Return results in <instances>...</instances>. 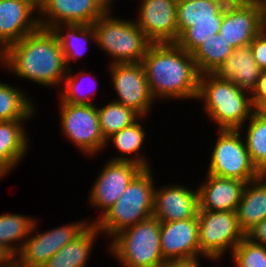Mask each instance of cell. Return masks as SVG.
I'll list each match as a JSON object with an SVG mask.
<instances>
[{"instance_id":"6da1fadb","label":"cell","mask_w":266,"mask_h":267,"mask_svg":"<svg viewBox=\"0 0 266 267\" xmlns=\"http://www.w3.org/2000/svg\"><path fill=\"white\" fill-rule=\"evenodd\" d=\"M0 67L19 79L53 88H61L68 71L57 35L43 28L8 46L0 54Z\"/></svg>"},{"instance_id":"7a4b0ae2","label":"cell","mask_w":266,"mask_h":267,"mask_svg":"<svg viewBox=\"0 0 266 267\" xmlns=\"http://www.w3.org/2000/svg\"><path fill=\"white\" fill-rule=\"evenodd\" d=\"M141 63L155 100H197L201 74L193 55L176 43H151Z\"/></svg>"},{"instance_id":"3957f363","label":"cell","mask_w":266,"mask_h":267,"mask_svg":"<svg viewBox=\"0 0 266 267\" xmlns=\"http://www.w3.org/2000/svg\"><path fill=\"white\" fill-rule=\"evenodd\" d=\"M197 101L218 129L239 130L256 111L249 92L216 73L200 75Z\"/></svg>"},{"instance_id":"277c9868","label":"cell","mask_w":266,"mask_h":267,"mask_svg":"<svg viewBox=\"0 0 266 267\" xmlns=\"http://www.w3.org/2000/svg\"><path fill=\"white\" fill-rule=\"evenodd\" d=\"M151 171V168H143L118 201L94 223L104 237L112 239L121 231L152 216L156 185Z\"/></svg>"},{"instance_id":"5b68a950","label":"cell","mask_w":266,"mask_h":267,"mask_svg":"<svg viewBox=\"0 0 266 267\" xmlns=\"http://www.w3.org/2000/svg\"><path fill=\"white\" fill-rule=\"evenodd\" d=\"M111 10L92 24L96 46L111 58L108 64L141 62L151 42L134 19L113 17Z\"/></svg>"},{"instance_id":"8992f818","label":"cell","mask_w":266,"mask_h":267,"mask_svg":"<svg viewBox=\"0 0 266 267\" xmlns=\"http://www.w3.org/2000/svg\"><path fill=\"white\" fill-rule=\"evenodd\" d=\"M161 222L154 216L110 239L107 251L122 267H159L165 262L160 248Z\"/></svg>"},{"instance_id":"52a82bcc","label":"cell","mask_w":266,"mask_h":267,"mask_svg":"<svg viewBox=\"0 0 266 267\" xmlns=\"http://www.w3.org/2000/svg\"><path fill=\"white\" fill-rule=\"evenodd\" d=\"M243 131L218 129L206 174L238 179L245 183L261 175L250 159L244 137L241 135Z\"/></svg>"},{"instance_id":"ba28073f","label":"cell","mask_w":266,"mask_h":267,"mask_svg":"<svg viewBox=\"0 0 266 267\" xmlns=\"http://www.w3.org/2000/svg\"><path fill=\"white\" fill-rule=\"evenodd\" d=\"M197 217L200 258L221 260L246 236L234 211L199 210Z\"/></svg>"},{"instance_id":"9c48e42d","label":"cell","mask_w":266,"mask_h":267,"mask_svg":"<svg viewBox=\"0 0 266 267\" xmlns=\"http://www.w3.org/2000/svg\"><path fill=\"white\" fill-rule=\"evenodd\" d=\"M58 107L61 131L68 142L79 147L86 156H95L105 148L97 105L59 102Z\"/></svg>"},{"instance_id":"30bf717a","label":"cell","mask_w":266,"mask_h":267,"mask_svg":"<svg viewBox=\"0 0 266 267\" xmlns=\"http://www.w3.org/2000/svg\"><path fill=\"white\" fill-rule=\"evenodd\" d=\"M36 221L37 219L16 256V267H42L54 254L67 243L74 241L91 225L90 221L83 219L38 233Z\"/></svg>"},{"instance_id":"8fae6325","label":"cell","mask_w":266,"mask_h":267,"mask_svg":"<svg viewBox=\"0 0 266 267\" xmlns=\"http://www.w3.org/2000/svg\"><path fill=\"white\" fill-rule=\"evenodd\" d=\"M265 27V4L263 0L228 2L219 34L229 45L247 46Z\"/></svg>"},{"instance_id":"7c38bea8","label":"cell","mask_w":266,"mask_h":267,"mask_svg":"<svg viewBox=\"0 0 266 267\" xmlns=\"http://www.w3.org/2000/svg\"><path fill=\"white\" fill-rule=\"evenodd\" d=\"M109 68L112 89L117 95L113 101L132 108L141 117L148 116L156 101L149 89L142 63L109 64Z\"/></svg>"},{"instance_id":"4fadbf2b","label":"cell","mask_w":266,"mask_h":267,"mask_svg":"<svg viewBox=\"0 0 266 267\" xmlns=\"http://www.w3.org/2000/svg\"><path fill=\"white\" fill-rule=\"evenodd\" d=\"M112 7L107 0H38L39 26L91 25Z\"/></svg>"},{"instance_id":"5bb4252c","label":"cell","mask_w":266,"mask_h":267,"mask_svg":"<svg viewBox=\"0 0 266 267\" xmlns=\"http://www.w3.org/2000/svg\"><path fill=\"white\" fill-rule=\"evenodd\" d=\"M142 169L139 164L130 161H106L88 192L89 204L101 213L90 221L91 224L118 201L128 184Z\"/></svg>"},{"instance_id":"9a60e30c","label":"cell","mask_w":266,"mask_h":267,"mask_svg":"<svg viewBox=\"0 0 266 267\" xmlns=\"http://www.w3.org/2000/svg\"><path fill=\"white\" fill-rule=\"evenodd\" d=\"M136 25L151 43H176L178 0H141Z\"/></svg>"},{"instance_id":"2e32d148","label":"cell","mask_w":266,"mask_h":267,"mask_svg":"<svg viewBox=\"0 0 266 267\" xmlns=\"http://www.w3.org/2000/svg\"><path fill=\"white\" fill-rule=\"evenodd\" d=\"M39 28L38 0H0V54Z\"/></svg>"},{"instance_id":"e0dca14e","label":"cell","mask_w":266,"mask_h":267,"mask_svg":"<svg viewBox=\"0 0 266 267\" xmlns=\"http://www.w3.org/2000/svg\"><path fill=\"white\" fill-rule=\"evenodd\" d=\"M198 217L161 222L160 248L165 261H200Z\"/></svg>"},{"instance_id":"ac0fdd59","label":"cell","mask_w":266,"mask_h":267,"mask_svg":"<svg viewBox=\"0 0 266 267\" xmlns=\"http://www.w3.org/2000/svg\"><path fill=\"white\" fill-rule=\"evenodd\" d=\"M172 184L155 188L152 216L160 222L195 218L199 211L198 189Z\"/></svg>"},{"instance_id":"d6986e66","label":"cell","mask_w":266,"mask_h":267,"mask_svg":"<svg viewBox=\"0 0 266 267\" xmlns=\"http://www.w3.org/2000/svg\"><path fill=\"white\" fill-rule=\"evenodd\" d=\"M198 187L199 210L234 211L238 207L245 182L210 174Z\"/></svg>"},{"instance_id":"ffe728a7","label":"cell","mask_w":266,"mask_h":267,"mask_svg":"<svg viewBox=\"0 0 266 267\" xmlns=\"http://www.w3.org/2000/svg\"><path fill=\"white\" fill-rule=\"evenodd\" d=\"M29 120L0 121V179L22 163L31 143L24 122Z\"/></svg>"},{"instance_id":"44dd1931","label":"cell","mask_w":266,"mask_h":267,"mask_svg":"<svg viewBox=\"0 0 266 267\" xmlns=\"http://www.w3.org/2000/svg\"><path fill=\"white\" fill-rule=\"evenodd\" d=\"M262 71L252 55L250 46L247 45L233 49L232 54L215 73L251 94Z\"/></svg>"},{"instance_id":"7402d4cb","label":"cell","mask_w":266,"mask_h":267,"mask_svg":"<svg viewBox=\"0 0 266 267\" xmlns=\"http://www.w3.org/2000/svg\"><path fill=\"white\" fill-rule=\"evenodd\" d=\"M236 214L245 235L266 218V180L262 175L245 184Z\"/></svg>"},{"instance_id":"603a6c76","label":"cell","mask_w":266,"mask_h":267,"mask_svg":"<svg viewBox=\"0 0 266 267\" xmlns=\"http://www.w3.org/2000/svg\"><path fill=\"white\" fill-rule=\"evenodd\" d=\"M142 119L145 117H140L132 125L121 129L119 132L114 133L106 139L105 147L108 145H114L120 155L112 157L109 160L112 161H130L139 164L143 168H151L150 163H148L146 156H143L141 148L146 140L145 127L143 128ZM111 142V143H110ZM122 154V155H121ZM135 154V155H134ZM142 155V156H141ZM132 156V157H131Z\"/></svg>"},{"instance_id":"cb8c5ba5","label":"cell","mask_w":266,"mask_h":267,"mask_svg":"<svg viewBox=\"0 0 266 267\" xmlns=\"http://www.w3.org/2000/svg\"><path fill=\"white\" fill-rule=\"evenodd\" d=\"M101 232L91 224L74 241L67 243L42 267H86L94 244Z\"/></svg>"},{"instance_id":"d4e9b609","label":"cell","mask_w":266,"mask_h":267,"mask_svg":"<svg viewBox=\"0 0 266 267\" xmlns=\"http://www.w3.org/2000/svg\"><path fill=\"white\" fill-rule=\"evenodd\" d=\"M226 0H178L177 29L179 36L192 22L223 21Z\"/></svg>"},{"instance_id":"484cf974","label":"cell","mask_w":266,"mask_h":267,"mask_svg":"<svg viewBox=\"0 0 266 267\" xmlns=\"http://www.w3.org/2000/svg\"><path fill=\"white\" fill-rule=\"evenodd\" d=\"M52 31L57 35L65 58V63L70 68L87 52L89 42L95 41L93 25L59 24ZM68 31V32H67Z\"/></svg>"},{"instance_id":"4316f807","label":"cell","mask_w":266,"mask_h":267,"mask_svg":"<svg viewBox=\"0 0 266 267\" xmlns=\"http://www.w3.org/2000/svg\"><path fill=\"white\" fill-rule=\"evenodd\" d=\"M26 92L0 82V121L29 120L36 115V104L32 102L34 98L31 99Z\"/></svg>"},{"instance_id":"83f0119b","label":"cell","mask_w":266,"mask_h":267,"mask_svg":"<svg viewBox=\"0 0 266 267\" xmlns=\"http://www.w3.org/2000/svg\"><path fill=\"white\" fill-rule=\"evenodd\" d=\"M233 48L220 34L204 41L193 53V59L200 74L215 73L232 54Z\"/></svg>"},{"instance_id":"f1b7e54d","label":"cell","mask_w":266,"mask_h":267,"mask_svg":"<svg viewBox=\"0 0 266 267\" xmlns=\"http://www.w3.org/2000/svg\"><path fill=\"white\" fill-rule=\"evenodd\" d=\"M36 219L22 214L4 213L0 215V245L18 255L28 238ZM19 242V243H18ZM16 243V244H15Z\"/></svg>"},{"instance_id":"f546056e","label":"cell","mask_w":266,"mask_h":267,"mask_svg":"<svg viewBox=\"0 0 266 267\" xmlns=\"http://www.w3.org/2000/svg\"><path fill=\"white\" fill-rule=\"evenodd\" d=\"M246 122L239 130L246 129L243 136L247 151L253 165L261 173L266 169V118L255 111Z\"/></svg>"},{"instance_id":"4dcf8cb0","label":"cell","mask_w":266,"mask_h":267,"mask_svg":"<svg viewBox=\"0 0 266 267\" xmlns=\"http://www.w3.org/2000/svg\"><path fill=\"white\" fill-rule=\"evenodd\" d=\"M72 68L70 67L67 71V74L65 76V78L63 79L62 82V93L60 92L59 94V102H65V103H70V104H95L94 103V94L98 91L97 90V79H95V76L87 71H82L80 70V72L76 73L75 75H72L73 70H71ZM89 75L92 77H89ZM87 76L89 77V79H91L92 84L91 85V81L89 79H86ZM84 77V78H83ZM94 79V81H93ZM86 80L88 82H90L89 84L92 86V88L94 87L95 89H90L91 92H87V90H84L86 87ZM96 80V81H95ZM85 83V84H84ZM88 84V85H89ZM89 89V88H88ZM93 98V99H92Z\"/></svg>"},{"instance_id":"1f68e13d","label":"cell","mask_w":266,"mask_h":267,"mask_svg":"<svg viewBox=\"0 0 266 267\" xmlns=\"http://www.w3.org/2000/svg\"><path fill=\"white\" fill-rule=\"evenodd\" d=\"M101 133L106 140L114 133L132 125L141 116L132 108L111 100L107 105L97 107Z\"/></svg>"},{"instance_id":"d6a6232c","label":"cell","mask_w":266,"mask_h":267,"mask_svg":"<svg viewBox=\"0 0 266 267\" xmlns=\"http://www.w3.org/2000/svg\"><path fill=\"white\" fill-rule=\"evenodd\" d=\"M222 21L192 22L178 38L176 44L188 53H193L210 36L219 34Z\"/></svg>"},{"instance_id":"836d02e7","label":"cell","mask_w":266,"mask_h":267,"mask_svg":"<svg viewBox=\"0 0 266 267\" xmlns=\"http://www.w3.org/2000/svg\"><path fill=\"white\" fill-rule=\"evenodd\" d=\"M230 255L234 267H266V246L254 243L246 236Z\"/></svg>"},{"instance_id":"e575fe53","label":"cell","mask_w":266,"mask_h":267,"mask_svg":"<svg viewBox=\"0 0 266 267\" xmlns=\"http://www.w3.org/2000/svg\"><path fill=\"white\" fill-rule=\"evenodd\" d=\"M250 50L257 65L266 71V27L250 43Z\"/></svg>"},{"instance_id":"d590c367","label":"cell","mask_w":266,"mask_h":267,"mask_svg":"<svg viewBox=\"0 0 266 267\" xmlns=\"http://www.w3.org/2000/svg\"><path fill=\"white\" fill-rule=\"evenodd\" d=\"M251 97L255 110L266 102V71H262Z\"/></svg>"},{"instance_id":"8d00e7d4","label":"cell","mask_w":266,"mask_h":267,"mask_svg":"<svg viewBox=\"0 0 266 267\" xmlns=\"http://www.w3.org/2000/svg\"><path fill=\"white\" fill-rule=\"evenodd\" d=\"M246 237L254 243L266 246V218L257 223L246 234Z\"/></svg>"},{"instance_id":"74e56055","label":"cell","mask_w":266,"mask_h":267,"mask_svg":"<svg viewBox=\"0 0 266 267\" xmlns=\"http://www.w3.org/2000/svg\"><path fill=\"white\" fill-rule=\"evenodd\" d=\"M0 267H16V256L3 245H0Z\"/></svg>"},{"instance_id":"f35d334b","label":"cell","mask_w":266,"mask_h":267,"mask_svg":"<svg viewBox=\"0 0 266 267\" xmlns=\"http://www.w3.org/2000/svg\"><path fill=\"white\" fill-rule=\"evenodd\" d=\"M200 262L195 260L165 261L159 267H201Z\"/></svg>"},{"instance_id":"ab89813d","label":"cell","mask_w":266,"mask_h":267,"mask_svg":"<svg viewBox=\"0 0 266 267\" xmlns=\"http://www.w3.org/2000/svg\"><path fill=\"white\" fill-rule=\"evenodd\" d=\"M256 111L266 118V102H264Z\"/></svg>"},{"instance_id":"60d3db41","label":"cell","mask_w":266,"mask_h":267,"mask_svg":"<svg viewBox=\"0 0 266 267\" xmlns=\"http://www.w3.org/2000/svg\"><path fill=\"white\" fill-rule=\"evenodd\" d=\"M227 2H246V1H252V0H226Z\"/></svg>"},{"instance_id":"b9f144b4","label":"cell","mask_w":266,"mask_h":267,"mask_svg":"<svg viewBox=\"0 0 266 267\" xmlns=\"http://www.w3.org/2000/svg\"><path fill=\"white\" fill-rule=\"evenodd\" d=\"M262 177L266 180V169L261 172Z\"/></svg>"},{"instance_id":"7bdbcfd3","label":"cell","mask_w":266,"mask_h":267,"mask_svg":"<svg viewBox=\"0 0 266 267\" xmlns=\"http://www.w3.org/2000/svg\"><path fill=\"white\" fill-rule=\"evenodd\" d=\"M265 4V27H266V0H263Z\"/></svg>"},{"instance_id":"ee69618b","label":"cell","mask_w":266,"mask_h":267,"mask_svg":"<svg viewBox=\"0 0 266 267\" xmlns=\"http://www.w3.org/2000/svg\"><path fill=\"white\" fill-rule=\"evenodd\" d=\"M114 1L116 0H107V2L112 6V4L114 3Z\"/></svg>"}]
</instances>
